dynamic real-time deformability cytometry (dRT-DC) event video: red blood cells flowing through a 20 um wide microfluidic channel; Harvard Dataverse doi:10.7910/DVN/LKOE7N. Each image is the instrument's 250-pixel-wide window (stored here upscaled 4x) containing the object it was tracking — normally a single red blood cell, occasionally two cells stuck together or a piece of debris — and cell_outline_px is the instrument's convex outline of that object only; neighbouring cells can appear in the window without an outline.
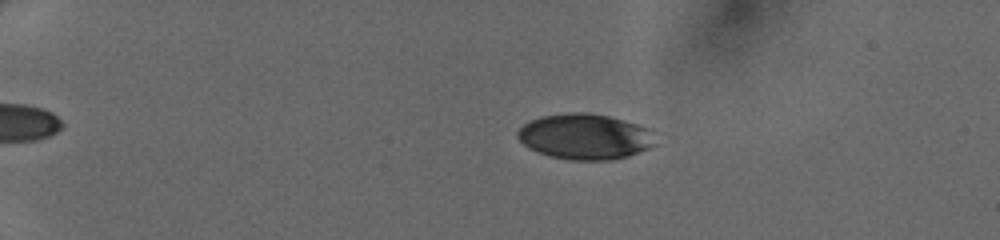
{"species": "human", "species_latin": "Homo sapiens", "temperature_condition": "cold", "stored_images_in_passage": 49, "camera_frame_rate_fps": 3000, "um_per_image_px": 0.085, "donor": {"sex": "female"}, "frame": {"image": 1, "passage_image": 12, "time_ms": 3.667, "image_size_px": [1000, 240], "cell_outline_px": [[656, 144], [648, 148], [628, 156], [612, 160], [568, 160], [548, 156], [528, 148], [516, 136], [516, 132], [524, 124], [540, 116], [572, 112], [588, 112], [608, 116], [636, 124], [648, 128]], "centroid_in_image_um": [49.68, 11.62], "position_along_channel_um": 35.3, "area_um2": 36.53}}
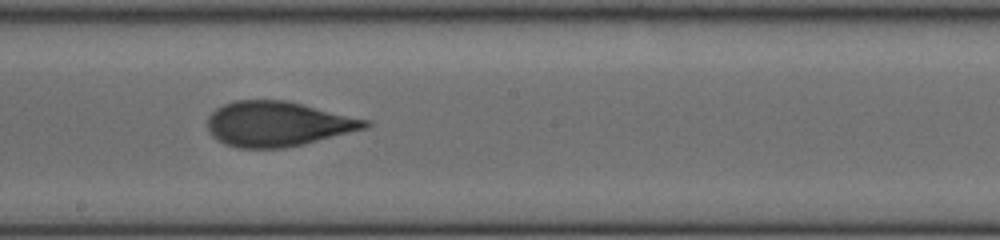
{"frame": {"image": 2, "passage_image": 31, "time_ms": 10.0, "image_size_px": [1000, 240], "cell_outline_px": [[372, 124], [364, 128], [304, 144], [284, 148], [236, 148], [224, 144], [216, 140], [212, 136], [208, 128], [208, 116], [216, 108], [232, 100], [284, 100], [372, 120]], "centroid_in_image_um": [23.58, 10.53], "position_along_channel_um": 224.6, "area_um2": 41.33}}
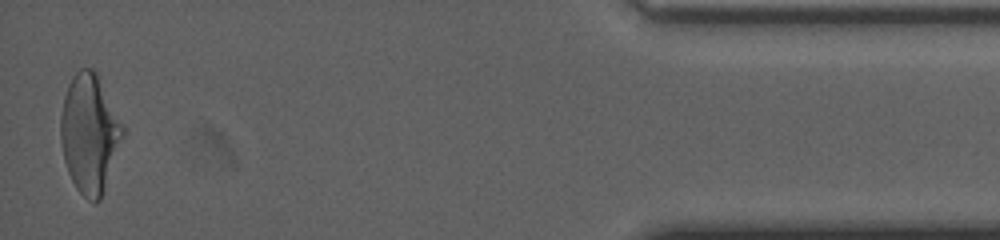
{"frame": {"image": 3, "passage_image": 49, "time_ms": 16.0, "image_size_px": [1000, 240], "cell_outline_px": [[124, 136], [100, 200], [96, 204], [88, 200], [76, 188], [68, 172], [64, 160], [60, 140], [60, 116], [64, 96], [68, 84], [72, 76], [80, 68], [92, 68], [96, 72], [124, 128]], "centroid_in_image_um": [7.59, 11.36], "position_along_channel_um": 427.6, "area_um2": 42.71}}